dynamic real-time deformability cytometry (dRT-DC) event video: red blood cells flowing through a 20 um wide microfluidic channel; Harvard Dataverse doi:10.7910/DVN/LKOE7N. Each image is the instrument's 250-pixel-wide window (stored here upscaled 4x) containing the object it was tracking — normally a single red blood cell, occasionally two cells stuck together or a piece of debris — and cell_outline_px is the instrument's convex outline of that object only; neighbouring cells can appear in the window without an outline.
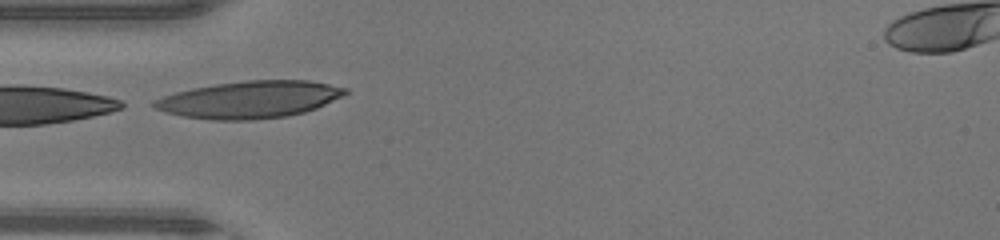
{"species": "human", "species_latin": "Homo sapiens", "temperature_condition": "warm", "stored_images_in_passage": 27, "camera_frame_rate_fps": 3000, "um_per_image_px": 0.085, "donor": {"sex": "male"}, "frame": {"image": 1, "passage_image": 1, "time_ms": 0.0, "image_size_px": [1000, 240], "cell_outline_px": [[348, 92], [316, 108], [304, 112], [288, 116], [252, 120], [212, 120], [180, 116], [164, 112], [156, 108], [152, 104], [152, 100], [176, 92], [192, 88], [216, 84], [248, 80], [308, 80], [348, 88]], "centroid_in_image_um": [21.18, 8.47], "position_along_channel_um": 63.8, "area_um2": 41.21}}
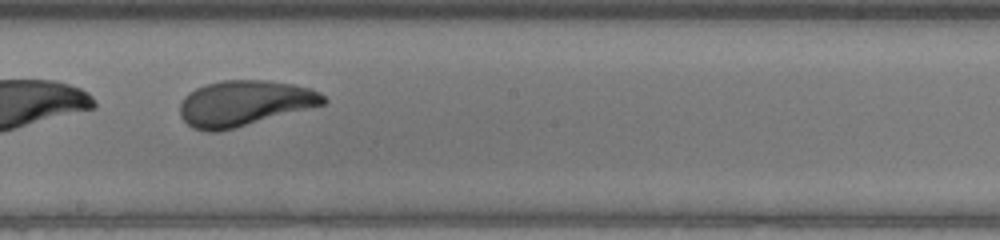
{"frame": {"image": 2, "passage_image": 12, "time_ms": 3.667, "image_size_px": [1000, 240], "cell_outline_px": [[328, 100], [324, 104], [232, 128], [216, 132], [208, 132], [192, 128], [180, 116], [180, 104], [184, 96], [196, 88], [204, 84], [220, 80], [264, 80], [292, 84], [312, 88], [320, 92]], "centroid_in_image_um": [20.74, 8.76], "position_along_channel_um": 227.5, "area_um2": 37.8}, "authors_computed_cell_mechanics": {"area_um2": 37.859, "velocity_mm_per_s": 4.4328, "shape_relaxation_time_tau1_ms": 2.6451, "shape_relaxation_time_tau2_ms": 0.758, "deformation_change_tau1": 0.1729, "deformation_change_tau2": 0.0702}}